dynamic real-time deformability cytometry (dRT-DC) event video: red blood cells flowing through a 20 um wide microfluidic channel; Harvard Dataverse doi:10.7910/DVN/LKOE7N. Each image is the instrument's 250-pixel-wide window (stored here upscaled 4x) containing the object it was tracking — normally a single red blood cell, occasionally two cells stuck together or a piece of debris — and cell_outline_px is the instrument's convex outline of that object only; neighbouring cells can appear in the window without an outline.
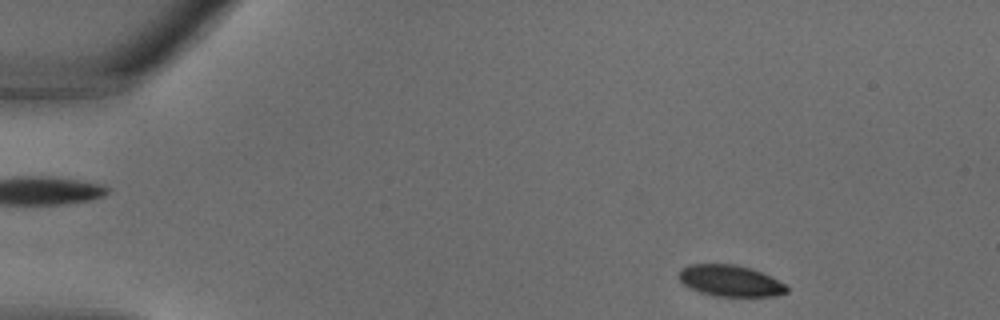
{"species": "common noctule bat (a hibernating species)", "species_latin": "Nyctalus noctula", "temperature_condition": "warm", "stored_images_in_passage": 30, "camera_frame_rate_fps": 3000, "um_per_image_px": 0.085, "animal": {"sex": "male", "body_mass_g": 18.8}, "frame": {"image": 1, "passage_image": 1, "time_ms": 0.0, "image_size_px": [1000, 320], "cell_outline_px": [[788, 292], [776, 296], [716, 296], [700, 292], [684, 284], [676, 276], [680, 268], [692, 264], [736, 264], [752, 268], [784, 284], [788, 288]], "centroid_in_image_um": [62.03, 23.86], "position_along_channel_um": 23.0, "area_um2": 19.59}}
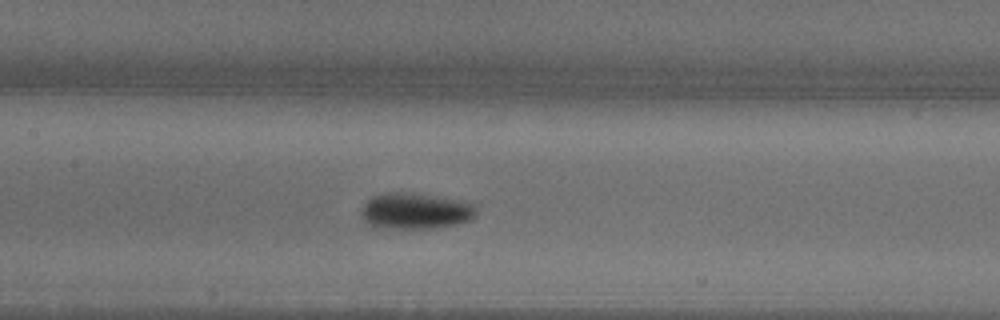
{"frame": {"image": 2, "passage_image": 13, "time_ms": 4.0, "image_size_px": [1000, 320], "cell_outline_px": [[476, 216], [472, 220], [456, 224], [432, 228], [376, 228], [368, 224], [360, 216], [360, 208], [372, 196], [384, 192], [416, 192], [444, 196], [464, 200], [476, 204]], "centroid_in_image_um": [35.33, 17.91], "position_along_channel_um": 172.1, "area_um2": 25.09}}
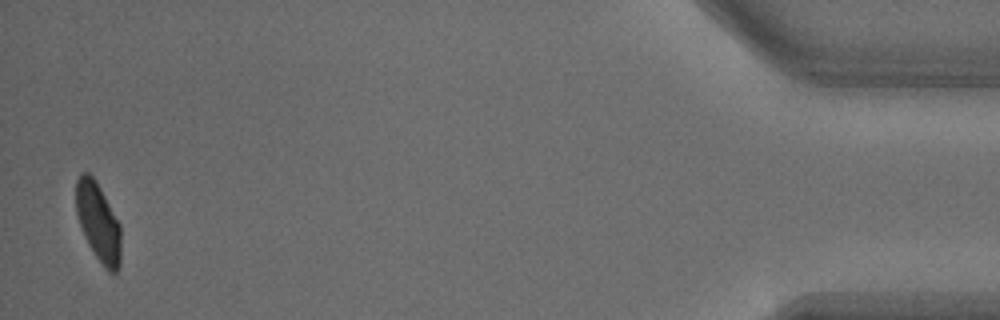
{"frame": {"image": 3, "passage_image": 30, "time_ms": 9.667, "image_size_px": [1000, 320], "cell_outline_px": [[120, 264], [116, 272], [108, 272], [104, 268], [88, 244], [84, 236], [76, 212], [76, 180], [80, 172], [88, 172], [96, 180], [120, 224]], "centroid_in_image_um": [8.34, 18.87], "position_along_channel_um": 426.9, "area_um2": 20.52}}